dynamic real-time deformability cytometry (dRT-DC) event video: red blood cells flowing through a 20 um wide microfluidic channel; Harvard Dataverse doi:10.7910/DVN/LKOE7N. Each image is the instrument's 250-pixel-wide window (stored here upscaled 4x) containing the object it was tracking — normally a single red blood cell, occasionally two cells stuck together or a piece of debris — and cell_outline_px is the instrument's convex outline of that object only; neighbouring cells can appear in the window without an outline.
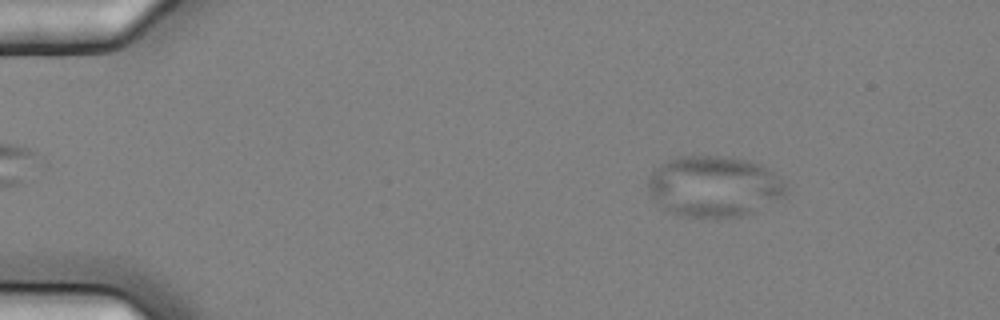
{"species": "common noctule bat (a hibernating species)", "species_latin": "Nyctalus noctula", "temperature_condition": "cold", "stored_images_in_passage": 7, "camera_frame_rate_fps": 3000, "um_per_image_px": 0.085, "animal": {"sex": "female", "body_mass_g": 25.1}, "frame": {"image": 1, "passage_image": 2, "time_ms": 0.333, "image_size_px": [1000, 320], "cell_outline_px": [[788, 188], [784, 196], [752, 212], [740, 216], [716, 220], [708, 220], [684, 216], [672, 212], [664, 208], [648, 192], [648, 176], [660, 164], [676, 156], [720, 156], [748, 160], [760, 164], [768, 168], [784, 180]], "centroid_in_image_um": [60.7, 15.86], "position_along_channel_um": 24.3, "area_um2": 49.53}}